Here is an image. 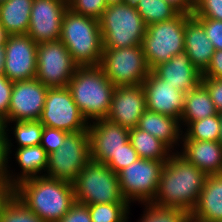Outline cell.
<instances>
[{"mask_svg": "<svg viewBox=\"0 0 222 222\" xmlns=\"http://www.w3.org/2000/svg\"><path fill=\"white\" fill-rule=\"evenodd\" d=\"M206 178L204 172L188 162L178 151L172 152L161 170L158 191L152 203L191 213Z\"/></svg>", "mask_w": 222, "mask_h": 222, "instance_id": "1", "label": "cell"}, {"mask_svg": "<svg viewBox=\"0 0 222 222\" xmlns=\"http://www.w3.org/2000/svg\"><path fill=\"white\" fill-rule=\"evenodd\" d=\"M99 67L116 87L140 85L151 71L142 45L103 49Z\"/></svg>", "mask_w": 222, "mask_h": 222, "instance_id": "8", "label": "cell"}, {"mask_svg": "<svg viewBox=\"0 0 222 222\" xmlns=\"http://www.w3.org/2000/svg\"><path fill=\"white\" fill-rule=\"evenodd\" d=\"M191 15L180 12L175 18L147 25L141 45L151 71L185 51V22Z\"/></svg>", "mask_w": 222, "mask_h": 222, "instance_id": "7", "label": "cell"}, {"mask_svg": "<svg viewBox=\"0 0 222 222\" xmlns=\"http://www.w3.org/2000/svg\"><path fill=\"white\" fill-rule=\"evenodd\" d=\"M59 40L79 67L100 65L103 40L99 20L77 14L68 8L62 17Z\"/></svg>", "mask_w": 222, "mask_h": 222, "instance_id": "4", "label": "cell"}, {"mask_svg": "<svg viewBox=\"0 0 222 222\" xmlns=\"http://www.w3.org/2000/svg\"><path fill=\"white\" fill-rule=\"evenodd\" d=\"M140 0H122L123 4H128L132 6H136Z\"/></svg>", "mask_w": 222, "mask_h": 222, "instance_id": "50", "label": "cell"}, {"mask_svg": "<svg viewBox=\"0 0 222 222\" xmlns=\"http://www.w3.org/2000/svg\"><path fill=\"white\" fill-rule=\"evenodd\" d=\"M174 7H176L181 13H193L194 0H165Z\"/></svg>", "mask_w": 222, "mask_h": 222, "instance_id": "45", "label": "cell"}, {"mask_svg": "<svg viewBox=\"0 0 222 222\" xmlns=\"http://www.w3.org/2000/svg\"><path fill=\"white\" fill-rule=\"evenodd\" d=\"M0 222H46L28 209L15 195L6 203L0 214Z\"/></svg>", "mask_w": 222, "mask_h": 222, "instance_id": "33", "label": "cell"}, {"mask_svg": "<svg viewBox=\"0 0 222 222\" xmlns=\"http://www.w3.org/2000/svg\"><path fill=\"white\" fill-rule=\"evenodd\" d=\"M129 203H100L88 205L92 222H128Z\"/></svg>", "mask_w": 222, "mask_h": 222, "instance_id": "31", "label": "cell"}, {"mask_svg": "<svg viewBox=\"0 0 222 222\" xmlns=\"http://www.w3.org/2000/svg\"><path fill=\"white\" fill-rule=\"evenodd\" d=\"M47 92L48 87L36 78L13 82L6 132L9 131L8 124L10 122L39 120Z\"/></svg>", "mask_w": 222, "mask_h": 222, "instance_id": "14", "label": "cell"}, {"mask_svg": "<svg viewBox=\"0 0 222 222\" xmlns=\"http://www.w3.org/2000/svg\"><path fill=\"white\" fill-rule=\"evenodd\" d=\"M5 133H6V122L0 116V136H5Z\"/></svg>", "mask_w": 222, "mask_h": 222, "instance_id": "48", "label": "cell"}, {"mask_svg": "<svg viewBox=\"0 0 222 222\" xmlns=\"http://www.w3.org/2000/svg\"><path fill=\"white\" fill-rule=\"evenodd\" d=\"M166 161L139 158L118 173L123 198L133 201L152 202L160 182L161 170Z\"/></svg>", "mask_w": 222, "mask_h": 222, "instance_id": "10", "label": "cell"}, {"mask_svg": "<svg viewBox=\"0 0 222 222\" xmlns=\"http://www.w3.org/2000/svg\"><path fill=\"white\" fill-rule=\"evenodd\" d=\"M33 0L0 3V23L10 35L27 34Z\"/></svg>", "mask_w": 222, "mask_h": 222, "instance_id": "25", "label": "cell"}, {"mask_svg": "<svg viewBox=\"0 0 222 222\" xmlns=\"http://www.w3.org/2000/svg\"><path fill=\"white\" fill-rule=\"evenodd\" d=\"M185 134L182 133V139L199 141H218L220 135L219 113L201 120L188 123Z\"/></svg>", "mask_w": 222, "mask_h": 222, "instance_id": "29", "label": "cell"}, {"mask_svg": "<svg viewBox=\"0 0 222 222\" xmlns=\"http://www.w3.org/2000/svg\"><path fill=\"white\" fill-rule=\"evenodd\" d=\"M192 15L222 21V0H194Z\"/></svg>", "mask_w": 222, "mask_h": 222, "instance_id": "35", "label": "cell"}, {"mask_svg": "<svg viewBox=\"0 0 222 222\" xmlns=\"http://www.w3.org/2000/svg\"><path fill=\"white\" fill-rule=\"evenodd\" d=\"M13 133L18 148L35 146L41 143L43 125L39 120L14 121Z\"/></svg>", "mask_w": 222, "mask_h": 222, "instance_id": "32", "label": "cell"}, {"mask_svg": "<svg viewBox=\"0 0 222 222\" xmlns=\"http://www.w3.org/2000/svg\"><path fill=\"white\" fill-rule=\"evenodd\" d=\"M105 0H70L68 8L77 14L99 20L107 8Z\"/></svg>", "mask_w": 222, "mask_h": 222, "instance_id": "34", "label": "cell"}, {"mask_svg": "<svg viewBox=\"0 0 222 222\" xmlns=\"http://www.w3.org/2000/svg\"><path fill=\"white\" fill-rule=\"evenodd\" d=\"M90 161L89 132L70 133L58 150L48 154L46 175L49 178L73 183Z\"/></svg>", "mask_w": 222, "mask_h": 222, "instance_id": "9", "label": "cell"}, {"mask_svg": "<svg viewBox=\"0 0 222 222\" xmlns=\"http://www.w3.org/2000/svg\"><path fill=\"white\" fill-rule=\"evenodd\" d=\"M3 74L11 81L34 79L37 73L38 44L27 34L9 35L5 44Z\"/></svg>", "mask_w": 222, "mask_h": 222, "instance_id": "13", "label": "cell"}, {"mask_svg": "<svg viewBox=\"0 0 222 222\" xmlns=\"http://www.w3.org/2000/svg\"><path fill=\"white\" fill-rule=\"evenodd\" d=\"M145 205L140 222H191L190 212L171 207H161L152 202H142Z\"/></svg>", "mask_w": 222, "mask_h": 222, "instance_id": "30", "label": "cell"}, {"mask_svg": "<svg viewBox=\"0 0 222 222\" xmlns=\"http://www.w3.org/2000/svg\"><path fill=\"white\" fill-rule=\"evenodd\" d=\"M69 134L61 129L44 126L40 145L45 149L47 154H50L62 146V143Z\"/></svg>", "mask_w": 222, "mask_h": 222, "instance_id": "37", "label": "cell"}, {"mask_svg": "<svg viewBox=\"0 0 222 222\" xmlns=\"http://www.w3.org/2000/svg\"><path fill=\"white\" fill-rule=\"evenodd\" d=\"M213 101L206 87L200 83L192 91L186 93L184 100V110L181 115L180 125H186L192 121H197L217 115Z\"/></svg>", "mask_w": 222, "mask_h": 222, "instance_id": "26", "label": "cell"}, {"mask_svg": "<svg viewBox=\"0 0 222 222\" xmlns=\"http://www.w3.org/2000/svg\"><path fill=\"white\" fill-rule=\"evenodd\" d=\"M139 159L136 150L128 141L123 145V148L119 150L114 157L107 163V165L118 174L122 169L128 167Z\"/></svg>", "mask_w": 222, "mask_h": 222, "instance_id": "36", "label": "cell"}, {"mask_svg": "<svg viewBox=\"0 0 222 222\" xmlns=\"http://www.w3.org/2000/svg\"><path fill=\"white\" fill-rule=\"evenodd\" d=\"M78 67L61 40L38 43L35 78L46 87H67Z\"/></svg>", "mask_w": 222, "mask_h": 222, "instance_id": "11", "label": "cell"}, {"mask_svg": "<svg viewBox=\"0 0 222 222\" xmlns=\"http://www.w3.org/2000/svg\"><path fill=\"white\" fill-rule=\"evenodd\" d=\"M107 5L122 3V0H105Z\"/></svg>", "mask_w": 222, "mask_h": 222, "instance_id": "51", "label": "cell"}, {"mask_svg": "<svg viewBox=\"0 0 222 222\" xmlns=\"http://www.w3.org/2000/svg\"><path fill=\"white\" fill-rule=\"evenodd\" d=\"M142 86L146 95V109L180 121L186 96L184 91L176 90L153 71H150Z\"/></svg>", "mask_w": 222, "mask_h": 222, "instance_id": "18", "label": "cell"}, {"mask_svg": "<svg viewBox=\"0 0 222 222\" xmlns=\"http://www.w3.org/2000/svg\"><path fill=\"white\" fill-rule=\"evenodd\" d=\"M204 27L208 39L215 50H222V21L209 18H196Z\"/></svg>", "mask_w": 222, "mask_h": 222, "instance_id": "38", "label": "cell"}, {"mask_svg": "<svg viewBox=\"0 0 222 222\" xmlns=\"http://www.w3.org/2000/svg\"><path fill=\"white\" fill-rule=\"evenodd\" d=\"M75 202L84 205L128 203L116 174L107 164L90 160L73 182Z\"/></svg>", "mask_w": 222, "mask_h": 222, "instance_id": "6", "label": "cell"}, {"mask_svg": "<svg viewBox=\"0 0 222 222\" xmlns=\"http://www.w3.org/2000/svg\"><path fill=\"white\" fill-rule=\"evenodd\" d=\"M5 47L0 46V75L3 74L4 61H5Z\"/></svg>", "mask_w": 222, "mask_h": 222, "instance_id": "47", "label": "cell"}, {"mask_svg": "<svg viewBox=\"0 0 222 222\" xmlns=\"http://www.w3.org/2000/svg\"><path fill=\"white\" fill-rule=\"evenodd\" d=\"M202 77L222 79V50H215L209 65L202 72Z\"/></svg>", "mask_w": 222, "mask_h": 222, "instance_id": "43", "label": "cell"}, {"mask_svg": "<svg viewBox=\"0 0 222 222\" xmlns=\"http://www.w3.org/2000/svg\"><path fill=\"white\" fill-rule=\"evenodd\" d=\"M137 127L160 139L171 150H175V145L179 146L184 133L178 119L148 109L141 115Z\"/></svg>", "mask_w": 222, "mask_h": 222, "instance_id": "23", "label": "cell"}, {"mask_svg": "<svg viewBox=\"0 0 222 222\" xmlns=\"http://www.w3.org/2000/svg\"><path fill=\"white\" fill-rule=\"evenodd\" d=\"M184 41L185 52L191 63L203 72L209 65L215 49L204 27L193 15L185 22Z\"/></svg>", "mask_w": 222, "mask_h": 222, "instance_id": "22", "label": "cell"}, {"mask_svg": "<svg viewBox=\"0 0 222 222\" xmlns=\"http://www.w3.org/2000/svg\"><path fill=\"white\" fill-rule=\"evenodd\" d=\"M146 110V95L142 84L115 87L106 120L128 129L138 126Z\"/></svg>", "mask_w": 222, "mask_h": 222, "instance_id": "17", "label": "cell"}, {"mask_svg": "<svg viewBox=\"0 0 222 222\" xmlns=\"http://www.w3.org/2000/svg\"><path fill=\"white\" fill-rule=\"evenodd\" d=\"M9 139L8 133H5V136H0V181H8V159L11 154V147L13 143ZM8 167V168H7Z\"/></svg>", "mask_w": 222, "mask_h": 222, "instance_id": "41", "label": "cell"}, {"mask_svg": "<svg viewBox=\"0 0 222 222\" xmlns=\"http://www.w3.org/2000/svg\"><path fill=\"white\" fill-rule=\"evenodd\" d=\"M9 35L10 34L5 30L3 25L0 23V46H5Z\"/></svg>", "mask_w": 222, "mask_h": 222, "instance_id": "46", "label": "cell"}, {"mask_svg": "<svg viewBox=\"0 0 222 222\" xmlns=\"http://www.w3.org/2000/svg\"><path fill=\"white\" fill-rule=\"evenodd\" d=\"M136 8L146 25L175 18L180 13L165 0H140Z\"/></svg>", "mask_w": 222, "mask_h": 222, "instance_id": "28", "label": "cell"}, {"mask_svg": "<svg viewBox=\"0 0 222 222\" xmlns=\"http://www.w3.org/2000/svg\"><path fill=\"white\" fill-rule=\"evenodd\" d=\"M190 214L193 222H222V174L207 176Z\"/></svg>", "mask_w": 222, "mask_h": 222, "instance_id": "21", "label": "cell"}, {"mask_svg": "<svg viewBox=\"0 0 222 222\" xmlns=\"http://www.w3.org/2000/svg\"><path fill=\"white\" fill-rule=\"evenodd\" d=\"M180 143L178 153L207 176L222 173V145L218 141L182 139Z\"/></svg>", "mask_w": 222, "mask_h": 222, "instance_id": "20", "label": "cell"}, {"mask_svg": "<svg viewBox=\"0 0 222 222\" xmlns=\"http://www.w3.org/2000/svg\"><path fill=\"white\" fill-rule=\"evenodd\" d=\"M201 83L208 90L218 113L222 112V79L202 77Z\"/></svg>", "mask_w": 222, "mask_h": 222, "instance_id": "39", "label": "cell"}, {"mask_svg": "<svg viewBox=\"0 0 222 222\" xmlns=\"http://www.w3.org/2000/svg\"><path fill=\"white\" fill-rule=\"evenodd\" d=\"M219 119H220V135L218 142L222 145V112L219 113Z\"/></svg>", "mask_w": 222, "mask_h": 222, "instance_id": "49", "label": "cell"}, {"mask_svg": "<svg viewBox=\"0 0 222 222\" xmlns=\"http://www.w3.org/2000/svg\"><path fill=\"white\" fill-rule=\"evenodd\" d=\"M67 9L68 3L63 0H33L27 35L37 44L59 40Z\"/></svg>", "mask_w": 222, "mask_h": 222, "instance_id": "15", "label": "cell"}, {"mask_svg": "<svg viewBox=\"0 0 222 222\" xmlns=\"http://www.w3.org/2000/svg\"><path fill=\"white\" fill-rule=\"evenodd\" d=\"M92 123V124H91ZM89 123L90 160L107 164L129 141V130L106 119Z\"/></svg>", "mask_w": 222, "mask_h": 222, "instance_id": "16", "label": "cell"}, {"mask_svg": "<svg viewBox=\"0 0 222 222\" xmlns=\"http://www.w3.org/2000/svg\"><path fill=\"white\" fill-rule=\"evenodd\" d=\"M103 49L141 45L147 25L136 6L110 4L99 19Z\"/></svg>", "mask_w": 222, "mask_h": 222, "instance_id": "5", "label": "cell"}, {"mask_svg": "<svg viewBox=\"0 0 222 222\" xmlns=\"http://www.w3.org/2000/svg\"><path fill=\"white\" fill-rule=\"evenodd\" d=\"M129 142L142 159L167 161L172 154V150L160 139L138 127L129 130Z\"/></svg>", "mask_w": 222, "mask_h": 222, "instance_id": "27", "label": "cell"}, {"mask_svg": "<svg viewBox=\"0 0 222 222\" xmlns=\"http://www.w3.org/2000/svg\"><path fill=\"white\" fill-rule=\"evenodd\" d=\"M39 121L68 133L87 131L89 126L67 87L48 88Z\"/></svg>", "mask_w": 222, "mask_h": 222, "instance_id": "12", "label": "cell"}, {"mask_svg": "<svg viewBox=\"0 0 222 222\" xmlns=\"http://www.w3.org/2000/svg\"><path fill=\"white\" fill-rule=\"evenodd\" d=\"M152 71L176 90L185 93L196 88L202 79V72L191 63L185 51L159 64Z\"/></svg>", "mask_w": 222, "mask_h": 222, "instance_id": "19", "label": "cell"}, {"mask_svg": "<svg viewBox=\"0 0 222 222\" xmlns=\"http://www.w3.org/2000/svg\"><path fill=\"white\" fill-rule=\"evenodd\" d=\"M115 87L99 66L78 67L67 86L88 123L106 118Z\"/></svg>", "mask_w": 222, "mask_h": 222, "instance_id": "3", "label": "cell"}, {"mask_svg": "<svg viewBox=\"0 0 222 222\" xmlns=\"http://www.w3.org/2000/svg\"><path fill=\"white\" fill-rule=\"evenodd\" d=\"M15 156L16 161L20 166L19 168H21V173L16 175L8 170V182L13 186L24 179L41 176L40 174L43 173V170L44 172L46 171L48 154L40 144L17 148Z\"/></svg>", "mask_w": 222, "mask_h": 222, "instance_id": "24", "label": "cell"}, {"mask_svg": "<svg viewBox=\"0 0 222 222\" xmlns=\"http://www.w3.org/2000/svg\"><path fill=\"white\" fill-rule=\"evenodd\" d=\"M13 82H11L4 74L0 75V116L8 122V110L11 99V91Z\"/></svg>", "mask_w": 222, "mask_h": 222, "instance_id": "40", "label": "cell"}, {"mask_svg": "<svg viewBox=\"0 0 222 222\" xmlns=\"http://www.w3.org/2000/svg\"><path fill=\"white\" fill-rule=\"evenodd\" d=\"M58 222H92L88 205L75 202Z\"/></svg>", "mask_w": 222, "mask_h": 222, "instance_id": "42", "label": "cell"}, {"mask_svg": "<svg viewBox=\"0 0 222 222\" xmlns=\"http://www.w3.org/2000/svg\"><path fill=\"white\" fill-rule=\"evenodd\" d=\"M14 195L46 222H58L75 203L73 183L46 175L20 181Z\"/></svg>", "mask_w": 222, "mask_h": 222, "instance_id": "2", "label": "cell"}, {"mask_svg": "<svg viewBox=\"0 0 222 222\" xmlns=\"http://www.w3.org/2000/svg\"><path fill=\"white\" fill-rule=\"evenodd\" d=\"M14 195V186L8 181H0V214L6 203Z\"/></svg>", "mask_w": 222, "mask_h": 222, "instance_id": "44", "label": "cell"}]
</instances>
